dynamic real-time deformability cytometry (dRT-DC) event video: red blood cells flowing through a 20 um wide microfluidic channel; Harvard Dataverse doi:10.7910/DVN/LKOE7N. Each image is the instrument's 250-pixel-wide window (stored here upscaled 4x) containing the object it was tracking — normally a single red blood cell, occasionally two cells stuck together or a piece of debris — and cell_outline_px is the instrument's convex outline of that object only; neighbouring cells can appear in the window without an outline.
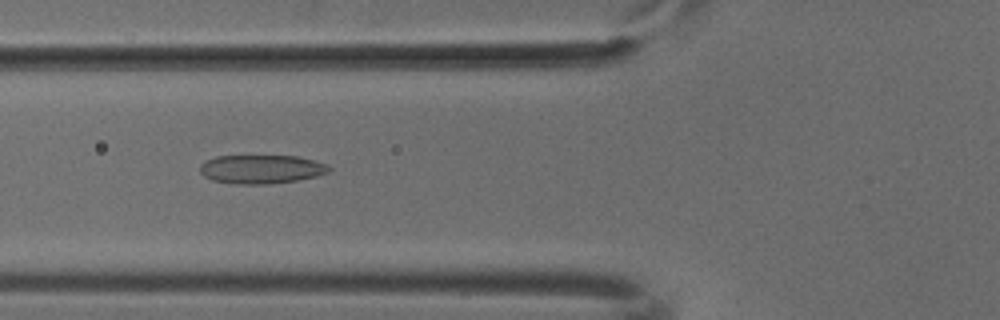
{"species": "common noctule bat (a hibernating species)", "species_latin": "Nyctalus noctula", "temperature_condition": "cold", "stored_images_in_passage": 47, "camera_frame_rate_fps": 3000, "um_per_image_px": 0.085, "animal": {"sex": "male", "body_mass_g": 18.8}, "frame": {"image": 1, "passage_image": 19, "time_ms": 6.0, "image_size_px": [1000, 320], "cell_outline_px": [[332, 168], [328, 172], [316, 176], [296, 180], [272, 184], [236, 184], [212, 180], [204, 176], [200, 172], [200, 164], [204, 160], [216, 156], [296, 156], [328, 164]], "centroid_in_image_um": [22.19, 14.38], "position_along_channel_um": 103.6, "area_um2": 21.68}}
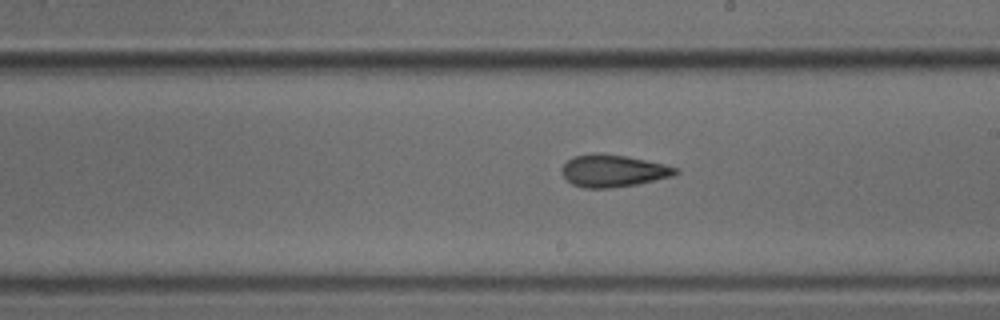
{"frame": {"image": 2, "passage_image": 29, "time_ms": 9.333, "image_size_px": [1000, 320], "cell_outline_px": [[680, 172], [676, 176], [636, 184], [608, 188], [584, 188], [572, 184], [560, 172], [564, 164], [572, 156], [596, 152], [600, 152], [624, 156], [664, 164], [680, 168]], "centroid_in_image_um": [52.13, 14.51], "position_along_channel_um": 236.9, "area_um2": 21.5}}
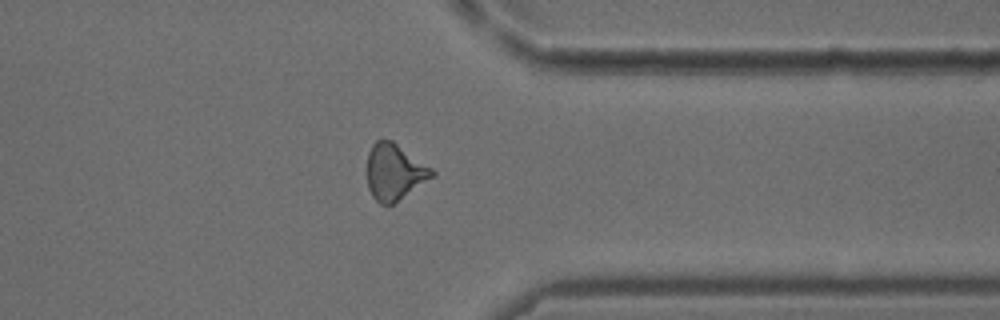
{"frame": {"image": 3, "passage_image": 40, "time_ms": 13.0, "image_size_px": [1000, 320], "cell_outline_px": [[436, 176], [392, 204], [380, 204], [372, 196], [368, 188], [368, 152], [372, 144], [380, 136], [392, 140], [432, 168], [436, 172]], "centroid_in_image_um": [33.54, 14.58], "position_along_channel_um": 377.9, "area_um2": 21.44}}